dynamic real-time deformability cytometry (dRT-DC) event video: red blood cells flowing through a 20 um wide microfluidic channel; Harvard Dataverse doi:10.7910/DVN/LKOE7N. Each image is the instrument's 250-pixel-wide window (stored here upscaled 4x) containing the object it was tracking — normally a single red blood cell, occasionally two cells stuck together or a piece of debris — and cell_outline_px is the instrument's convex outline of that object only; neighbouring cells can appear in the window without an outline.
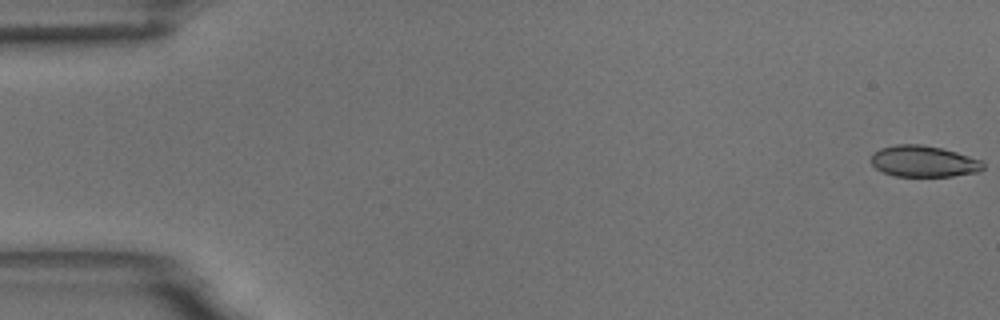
{"species": "common noctule bat (a hibernating species)", "species_latin": "Nyctalus noctula", "temperature_condition": "room temperature", "stored_images_in_passage": 56, "camera_frame_rate_fps": 3000, "um_per_image_px": 0.085, "animal": {"sex": "male", "body_mass_g": 18.8}, "frame": {"image": 1, "passage_image": 1, "time_ms": 0.0, "image_size_px": [1000, 320], "cell_outline_px": [[984, 168], [980, 172], [952, 176], [896, 176], [884, 172], [876, 168], [868, 160], [872, 152], [880, 148], [896, 144], [920, 144], [940, 148], [956, 152], [980, 160], [984, 164]], "centroid_in_image_um": [78.47, 13.71], "position_along_channel_um": 6.5, "area_um2": 20.52}}
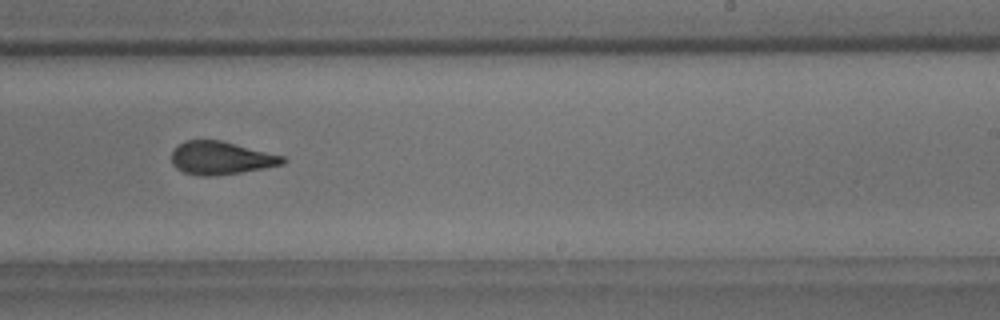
{"frame": {"image": 2, "passage_image": 35, "time_ms": 11.333, "image_size_px": [1000, 320], "cell_outline_px": [[288, 160], [284, 164], [264, 168], [240, 172], [212, 176], [200, 176], [184, 172], [176, 168], [172, 164], [172, 152], [184, 140], [220, 140], [284, 156]], "centroid_in_image_um": [18.79, 13.43], "position_along_channel_um": 270.2, "area_um2": 21.27}}
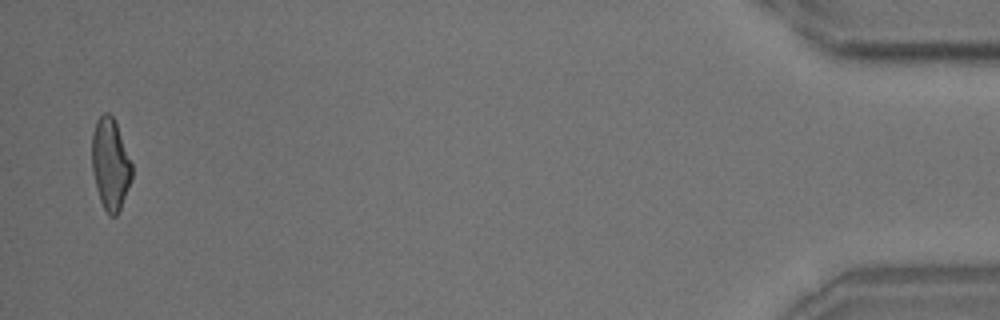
{"frame": {"image": 3, "passage_image": 55, "time_ms": 18.0, "image_size_px": [1000, 320], "cell_outline_px": [[132, 180], [120, 208], [116, 216], [112, 216], [104, 208], [100, 200], [96, 188], [92, 172], [92, 132], [96, 120], [104, 112], [108, 112], [112, 116], [116, 124], [132, 164]], "centroid_in_image_um": [9.37, 13.94], "position_along_channel_um": 425.8, "area_um2": 21.15}, "authors_computed_cell_mechanics": {"area_um2": 21.7039, "velocity_mm_per_s": 3.6425, "shape_relaxation_time_tau1_ms": 6.5077, "shape_relaxation_time_tau2_ms": 1.8896, "deformation_change_tau1": 0.1933, "deformation_change_tau2": 0.1066}}